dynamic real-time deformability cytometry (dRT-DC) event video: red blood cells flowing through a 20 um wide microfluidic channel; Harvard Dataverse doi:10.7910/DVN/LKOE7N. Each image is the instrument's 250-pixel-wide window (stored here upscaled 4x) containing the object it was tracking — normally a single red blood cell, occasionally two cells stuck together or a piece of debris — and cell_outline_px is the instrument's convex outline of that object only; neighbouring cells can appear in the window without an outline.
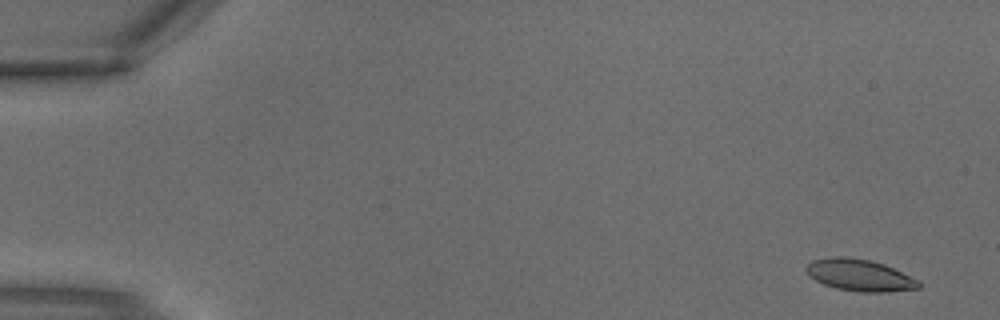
{"species": "common noctule bat (a hibernating species)", "species_latin": "Nyctalus noctula", "temperature_condition": "warm", "stored_images_in_passage": 2, "camera_frame_rate_fps": 3000, "um_per_image_px": 0.085, "animal": {"sex": "male", "body_mass_g": 18.8}, "frame": {"image": 1, "passage_image": 1, "time_ms": 0.0, "image_size_px": [1000, 320], "cell_outline_px": [[920, 288], [888, 292], [860, 292], [836, 288], [824, 284], [808, 276], [804, 268], [812, 260], [832, 256], [844, 256], [868, 260], [884, 264], [920, 280]], "centroid_in_image_um": [73.06, 23.39], "position_along_channel_um": 11.9, "area_um2": 20.92}}